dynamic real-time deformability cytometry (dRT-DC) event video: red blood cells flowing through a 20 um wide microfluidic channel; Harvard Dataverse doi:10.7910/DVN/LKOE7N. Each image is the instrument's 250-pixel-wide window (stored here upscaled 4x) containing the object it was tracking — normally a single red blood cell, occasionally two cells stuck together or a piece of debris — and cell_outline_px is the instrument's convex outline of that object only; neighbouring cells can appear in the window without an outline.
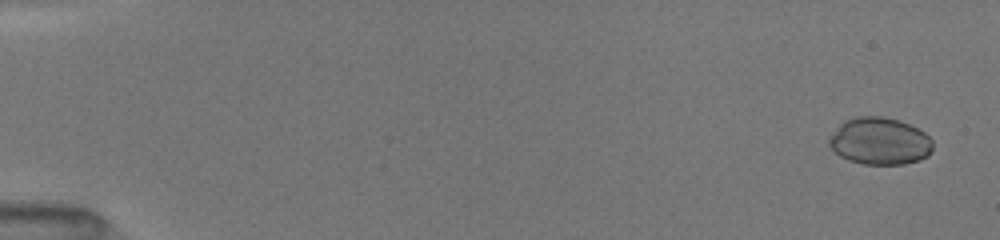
{"species": "common noctule bat (a hibernating species)", "species_latin": "Nyctalus noctula", "temperature_condition": "room temperature", "stored_images_in_passage": 7, "camera_frame_rate_fps": 3000, "um_per_image_px": 0.085, "animal": {"sex": "female", "body_mass_g": 19.5, "forearm_length_mm": 54.1}, "frame": {"image": 1, "passage_image": 1, "time_ms": 0.0, "image_size_px": [1000, 240], "cell_outline_px": [[932, 152], [928, 156], [920, 160], [904, 164], [864, 164], [848, 160], [840, 156], [828, 144], [828, 136], [844, 120], [856, 116], [880, 116], [896, 120], [908, 124], [924, 132], [932, 140]], "centroid_in_image_um": [74.76, 12.0], "position_along_channel_um": 10.2, "area_um2": 28.55}}
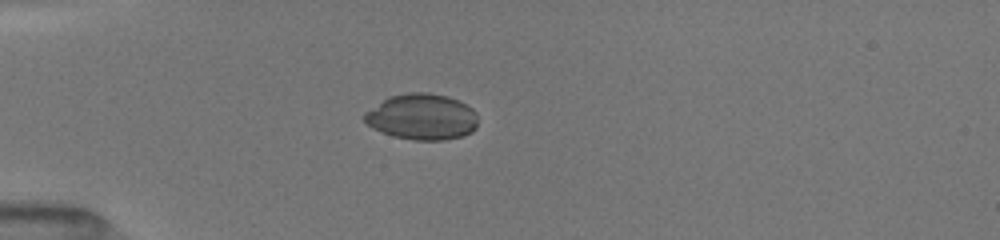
{"frame": {"image": 2, "passage_image": 5, "time_ms": 4.333, "image_size_px": [1000, 240], "cell_outline_px": [[476, 128], [472, 132], [464, 136], [444, 140], [412, 140], [392, 136], [372, 128], [364, 120], [364, 112], [388, 96], [408, 92], [428, 92], [448, 96], [468, 104], [476, 112]], "centroid_in_image_um": [35.87, 9.92], "position_along_channel_um": 49.1, "area_um2": 30.81}}
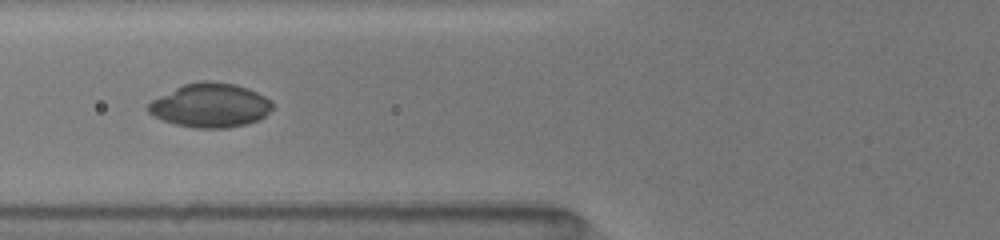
{"frame": {"image": 3, "passage_image": 7, "time_ms": 6.333, "image_size_px": [1000, 240], "cell_outline_px": [[272, 108], [260, 120], [248, 124], [228, 128], [192, 128], [176, 124], [152, 116], [148, 112], [148, 104], [152, 100], [184, 84], [200, 80], [212, 80], [236, 84], [248, 88], [272, 100]], "centroid_in_image_um": [17.89, 8.95], "position_along_channel_um": 107.9, "area_um2": 32.02}}